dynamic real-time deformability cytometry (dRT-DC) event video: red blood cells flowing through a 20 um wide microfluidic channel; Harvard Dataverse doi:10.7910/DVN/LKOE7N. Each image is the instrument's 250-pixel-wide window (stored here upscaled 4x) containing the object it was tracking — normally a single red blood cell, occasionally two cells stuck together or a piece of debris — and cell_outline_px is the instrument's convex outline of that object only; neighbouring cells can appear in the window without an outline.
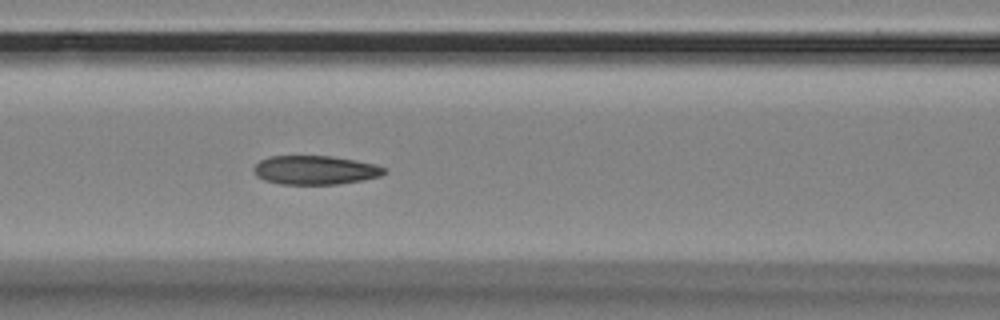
{"species": "Egyptian fruit bat (a non-hibernating species)", "species_latin": "Rousettus aegyptiacus", "temperature_condition": "room temperature", "stored_images_in_passage": 7, "camera_frame_rate_fps": 3000, "um_per_image_px": 0.085, "animal": {"sex": "female"}, "frame": {"image": 1, "passage_image": 7, "time_ms": 2.0, "image_size_px": [1000, 320], "cell_outline_px": [[388, 172], [380, 176], [364, 180], [340, 184], [280, 184], [264, 180], [256, 176], [252, 168], [260, 160], [268, 156], [332, 156], [356, 160], [376, 164], [388, 168]], "centroid_in_image_um": [26.82, 14.45], "position_along_channel_um": 139.8, "area_um2": 22.31}}